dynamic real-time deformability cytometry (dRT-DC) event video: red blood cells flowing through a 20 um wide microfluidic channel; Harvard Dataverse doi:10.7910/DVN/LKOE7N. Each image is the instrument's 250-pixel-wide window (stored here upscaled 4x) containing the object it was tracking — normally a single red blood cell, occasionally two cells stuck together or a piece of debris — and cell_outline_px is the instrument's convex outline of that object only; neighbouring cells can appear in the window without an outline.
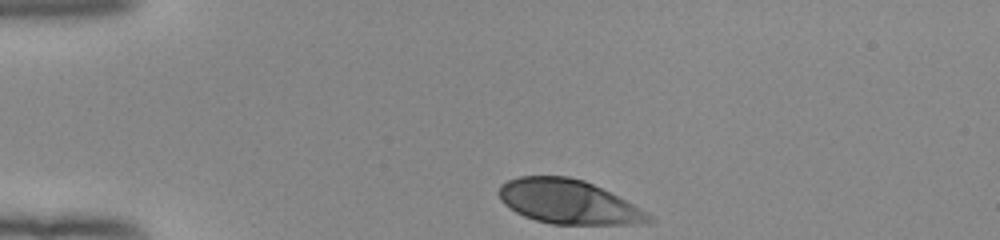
{"species": "human", "species_latin": "Homo sapiens", "temperature_condition": "room temperature", "stored_images_in_passage": 33, "camera_frame_rate_fps": 3000, "um_per_image_px": 0.085, "donor": {"sex": "female"}, "frame": {"image": 1, "passage_image": 1, "time_ms": 0.0, "image_size_px": [1000, 240], "cell_outline_px": [[656, 220], [648, 224], [552, 224], [536, 220], [524, 216], [508, 208], [500, 200], [496, 192], [500, 184], [508, 180], [520, 176], [568, 176], [584, 180], [640, 208], [652, 216]], "centroid_in_image_um": [48.27, 17.16], "position_along_channel_um": 36.7, "area_um2": 38.55}}
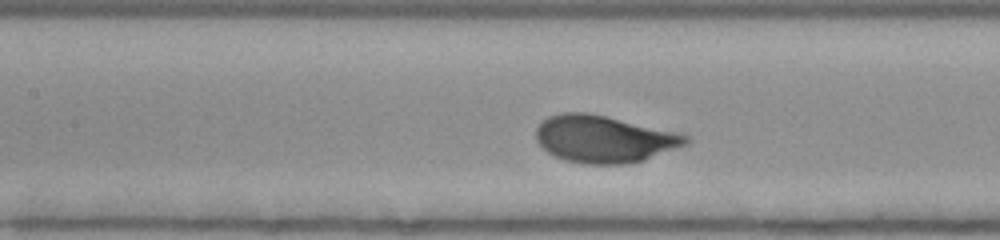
{"frame": {"image": 2, "passage_image": 14, "time_ms": 4.333, "image_size_px": [1000, 240], "cell_outline_px": [[692, 140], [688, 144], [644, 160], [628, 164], [580, 164], [564, 160], [548, 152], [536, 140], [536, 128], [548, 116], [560, 112], [588, 112], [680, 132], [688, 136]], "centroid_in_image_um": [51.37, 11.81], "position_along_channel_um": 156.0, "area_um2": 41.5}}
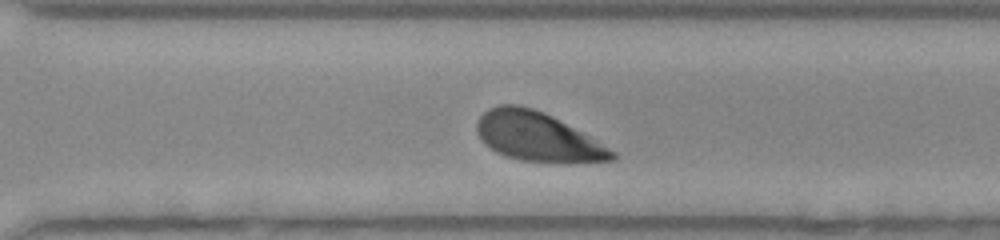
{"frame": {"image": 3, "passage_image": 27, "time_ms": 8.667, "image_size_px": [1000, 240], "cell_outline_px": [[616, 156], [612, 160], [520, 160], [504, 156], [496, 152], [484, 144], [480, 140], [476, 132], [476, 124], [480, 116], [488, 108], [500, 104], [516, 104], [532, 108], [544, 112], [552, 116], [588, 136], [616, 152]], "centroid_in_image_um": [45.56, 11.57], "position_along_channel_um": 325.0, "area_um2": 37.51}, "authors_computed_cell_mechanics": {"area_um2": 39.7664, "velocity_mm_per_s": 3.8997, "shape_relaxation_time_tau1_ms": 1.959, "shape_relaxation_time_tau2_ms": null, "deformation_change_tau1": 0.1588, "deformation_change_tau2": null}}